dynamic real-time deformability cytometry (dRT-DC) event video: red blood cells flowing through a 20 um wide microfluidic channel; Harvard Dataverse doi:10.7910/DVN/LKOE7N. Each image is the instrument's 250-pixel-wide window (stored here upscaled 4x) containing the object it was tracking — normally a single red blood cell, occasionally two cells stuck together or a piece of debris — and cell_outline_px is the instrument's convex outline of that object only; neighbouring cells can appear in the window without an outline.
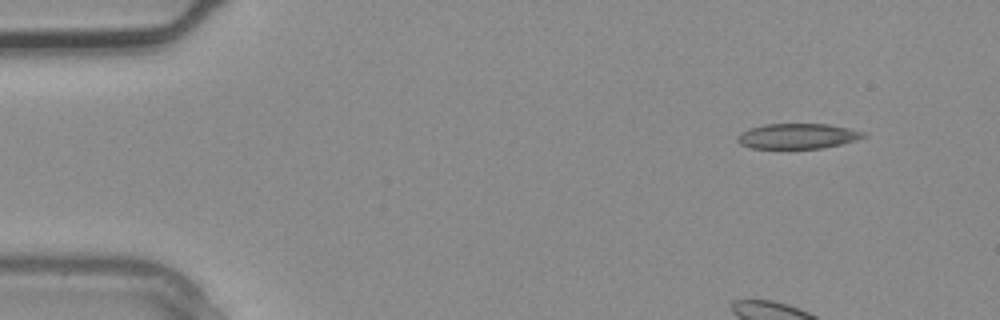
{"species": "common noctule bat (a hibernating species)", "species_latin": "Nyctalus noctula", "temperature_condition": "warm", "stored_images_in_passage": 3, "camera_frame_rate_fps": 3000, "um_per_image_px": 0.085, "animal": {"sex": "male", "body_mass_g": 20.4}, "frame": {"image": 1, "passage_image": 1, "time_ms": 0.0, "image_size_px": [1000, 320], "cell_outline_px": [[868, 136], [856, 140], [840, 144], [820, 148], [752, 148], [740, 144], [736, 140], [736, 136], [740, 132], [748, 128], [764, 124], [828, 124], [868, 132]], "centroid_in_image_um": [67.79, 11.56], "position_along_channel_um": 17.2, "area_um2": 18.67}}